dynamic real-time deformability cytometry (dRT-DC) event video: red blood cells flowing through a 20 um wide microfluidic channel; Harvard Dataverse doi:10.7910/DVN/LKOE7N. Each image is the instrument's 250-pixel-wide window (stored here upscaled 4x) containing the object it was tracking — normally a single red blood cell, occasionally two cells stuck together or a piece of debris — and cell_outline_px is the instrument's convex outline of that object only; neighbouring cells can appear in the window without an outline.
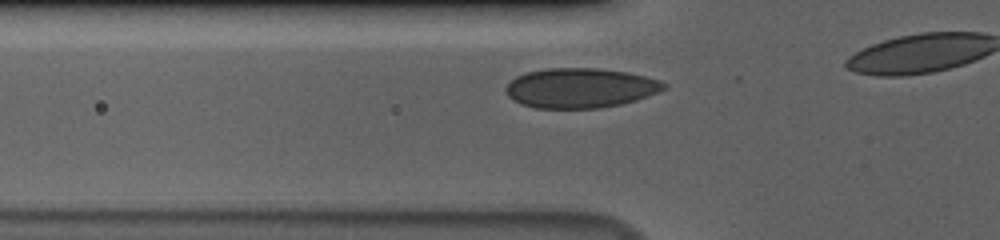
{"species": "human", "species_latin": "Homo sapiens", "temperature_condition": "cold", "stored_images_in_passage": 10, "camera_frame_rate_fps": 3000, "um_per_image_px": 0.085, "donor": {"sex": "male"}, "frame": {"image": 1, "passage_image": 4, "time_ms": 1.0, "image_size_px": [1000, 240], "cell_outline_px": [[668, 88], [660, 92], [636, 100], [620, 104], [600, 108], [536, 108], [520, 104], [512, 100], [504, 92], [504, 88], [516, 76], [528, 72], [548, 68], [596, 68], [628, 72], [660, 80], [668, 84]], "centroid_in_image_um": [49.33, 7.48], "position_along_channel_um": 76.5, "area_um2": 36.88}}
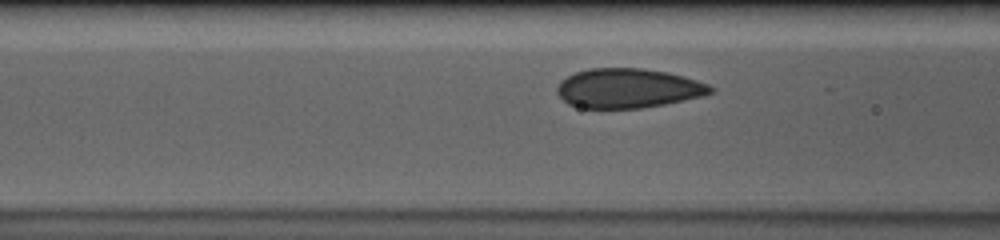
{"frame": {"image": 2, "passage_image": 7, "time_ms": 2.0, "image_size_px": [1000, 240], "cell_outline_px": [[712, 92], [704, 96], [664, 104], [640, 108], [580, 108], [568, 104], [556, 92], [556, 88], [560, 80], [576, 72], [588, 68], [640, 68], [668, 72], [696, 80], [708, 84], [712, 88]], "centroid_in_image_um": [53.35, 7.5], "position_along_channel_um": 113.2, "area_um2": 35.26}}